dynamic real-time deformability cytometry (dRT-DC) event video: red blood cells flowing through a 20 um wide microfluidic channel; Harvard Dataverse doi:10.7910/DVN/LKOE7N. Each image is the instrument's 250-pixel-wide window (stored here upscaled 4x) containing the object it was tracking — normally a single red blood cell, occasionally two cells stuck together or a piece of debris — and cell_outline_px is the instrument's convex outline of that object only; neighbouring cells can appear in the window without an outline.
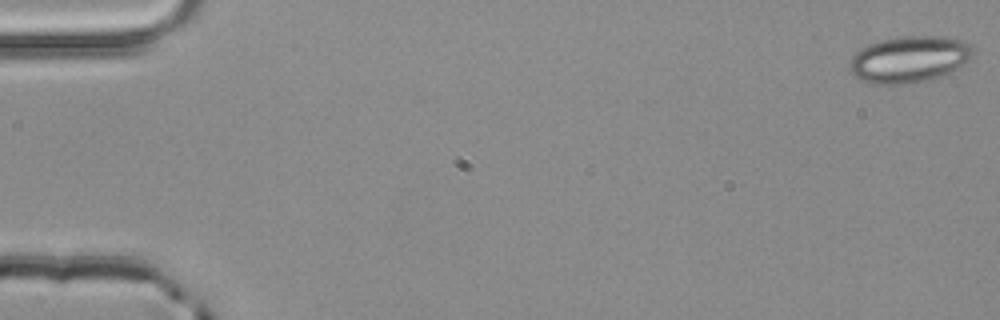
{"species": "common noctule bat (a hibernating species)", "species_latin": "Nyctalus noctula", "temperature_condition": "room temperature", "stored_images_in_passage": 51, "camera_frame_rate_fps": 3000, "um_per_image_px": 0.085, "animal": {"sex": "male", "body_mass_g": 20.4}, "frame": {"image": 1, "passage_image": 1, "time_ms": 0.0, "image_size_px": [1000, 320], "cell_outline_px": [[972, 56], [960, 68], [940, 76], [928, 80], [904, 84], [868, 84], [852, 76], [852, 56], [860, 48], [868, 44], [884, 40], [904, 36], [944, 36], [964, 40], [972, 48]], "centroid_in_image_um": [77.29, 5.05], "position_along_channel_um": 7.7, "area_um2": 33.41}}
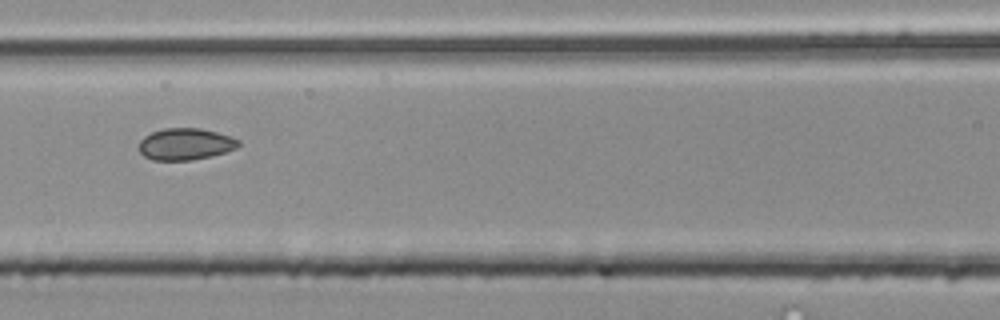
{"frame": {"image": 2, "passage_image": 24, "time_ms": 7.667, "image_size_px": [1000, 320], "cell_outline_px": [[240, 144], [236, 148], [212, 156], [192, 160], [152, 160], [144, 156], [140, 152], [140, 140], [144, 136], [152, 132], [164, 128], [200, 128], [216, 132], [240, 140]], "centroid_in_image_um": [15.75, 12.25], "position_along_channel_um": 150.8, "area_um2": 18.32}}
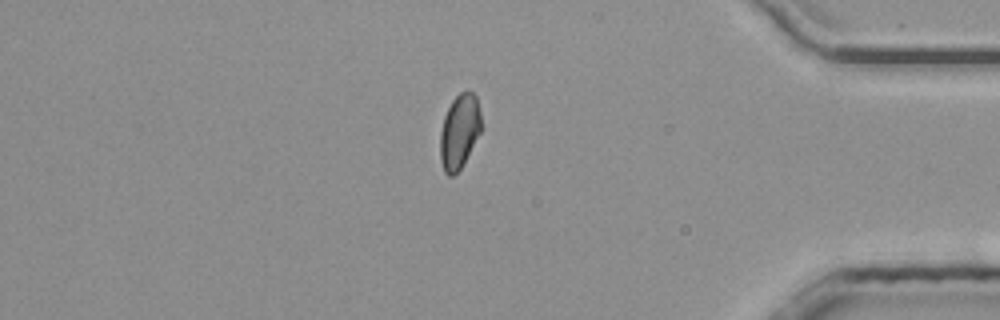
{"frame": {"image": 3, "passage_image": 45, "time_ms": 14.667, "image_size_px": [1000, 320], "cell_outline_px": [[480, 132], [460, 168], [452, 176], [448, 176], [444, 172], [440, 160], [440, 132], [444, 116], [452, 100], [460, 92], [472, 92], [476, 96], [480, 112]], "centroid_in_image_um": [39.02, 11.17], "position_along_channel_um": 396.2, "area_um2": 17.46}}